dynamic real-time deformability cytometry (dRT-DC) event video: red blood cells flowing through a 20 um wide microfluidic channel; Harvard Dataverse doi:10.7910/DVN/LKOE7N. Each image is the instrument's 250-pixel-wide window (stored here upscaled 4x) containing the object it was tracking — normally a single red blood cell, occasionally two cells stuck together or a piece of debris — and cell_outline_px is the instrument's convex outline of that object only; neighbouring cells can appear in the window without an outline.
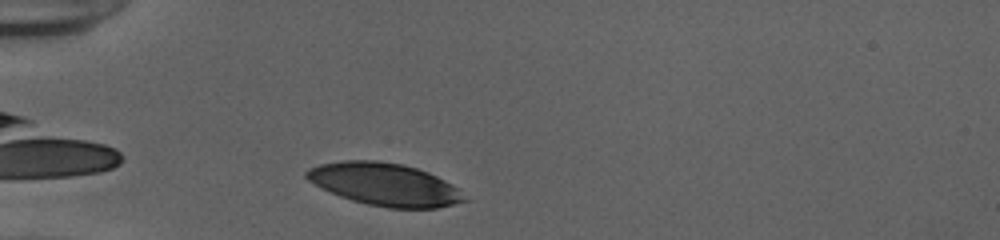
{"species": "human", "species_latin": "Homo sapiens", "temperature_condition": "cold", "stored_images_in_passage": 30, "camera_frame_rate_fps": 3000, "um_per_image_px": 0.085, "donor": {"sex": "female"}, "frame": {"image": 1, "passage_image": 2, "time_ms": 0.333, "image_size_px": [1000, 240], "cell_outline_px": [[468, 200], [436, 208], [388, 208], [368, 204], [352, 200], [340, 196], [308, 180], [304, 176], [304, 172], [308, 168], [320, 164], [344, 160], [376, 160], [404, 164], [428, 172], [452, 184]], "centroid_in_image_um": [32.68, 15.66], "position_along_channel_um": 52.3, "area_um2": 38.84}}
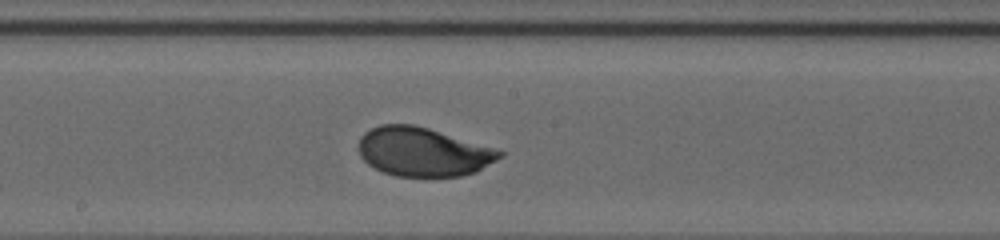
{"frame": {"image": 2, "passage_image": 16, "time_ms": 5.0, "image_size_px": [1000, 240], "cell_outline_px": [[504, 156], [476, 172], [460, 176], [396, 176], [384, 172], [368, 164], [360, 156], [360, 136], [364, 132], [380, 124], [412, 124], [428, 128], [492, 148], [504, 152]], "centroid_in_image_um": [35.95, 12.91], "position_along_channel_um": 212.3, "area_um2": 39.71}}
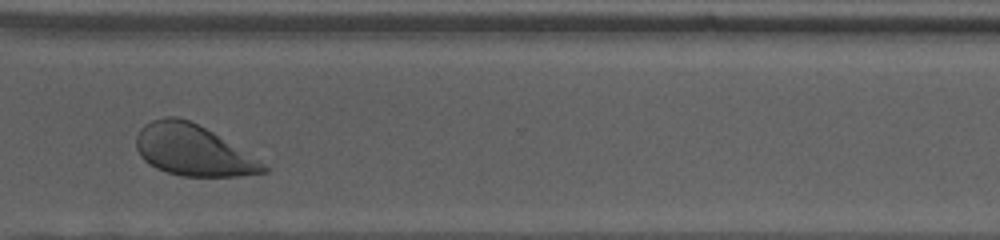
{"frame": {"image": 3, "passage_image": 27, "time_ms": 8.667, "image_size_px": [1000, 240], "cell_outline_px": [[268, 172], [240, 176], [180, 176], [156, 168], [144, 160], [140, 156], [136, 148], [136, 136], [140, 128], [144, 124], [152, 120], [164, 116], [176, 116], [188, 120], [212, 132], [256, 160], [268, 168]], "centroid_in_image_um": [16.3, 12.77], "position_along_channel_um": 354.3, "area_um2": 36.99}, "authors_computed_cell_mechanics": {"area_um2": 39.593, "velocity_mm_per_s": 3.8782, "shape_relaxation_time_tau1_ms": 2.4369, "shape_relaxation_time_tau2_ms": null, "deformation_change_tau1": 0.1453, "deformation_change_tau2": null}}